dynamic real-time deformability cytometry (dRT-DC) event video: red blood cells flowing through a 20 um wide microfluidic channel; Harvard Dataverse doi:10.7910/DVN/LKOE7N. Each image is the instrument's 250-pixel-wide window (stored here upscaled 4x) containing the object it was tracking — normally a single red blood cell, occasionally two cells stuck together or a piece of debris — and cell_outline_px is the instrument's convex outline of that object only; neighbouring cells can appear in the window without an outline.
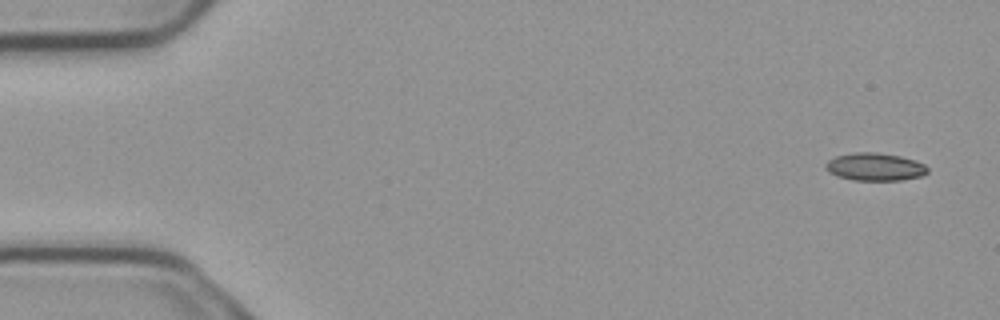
{"species": "common noctule bat (a hibernating species)", "species_latin": "Nyctalus noctula", "temperature_condition": "cold", "stored_images_in_passage": 5, "camera_frame_rate_fps": 3000, "um_per_image_px": 0.085, "animal": {"sex": "male", "body_mass_g": 23.1, "forearm_length_mm": 52.7}, "frame": {"image": 1, "passage_image": 1, "time_ms": 0.0, "image_size_px": [1000, 320], "cell_outline_px": [[928, 172], [920, 176], [900, 180], [852, 180], [836, 176], [828, 172], [824, 168], [824, 164], [828, 160], [836, 156], [856, 152], [876, 152], [900, 156], [916, 160], [924, 164], [928, 168]], "centroid_in_image_um": [74.34, 14.18], "position_along_channel_um": 10.7, "area_um2": 16.59}}
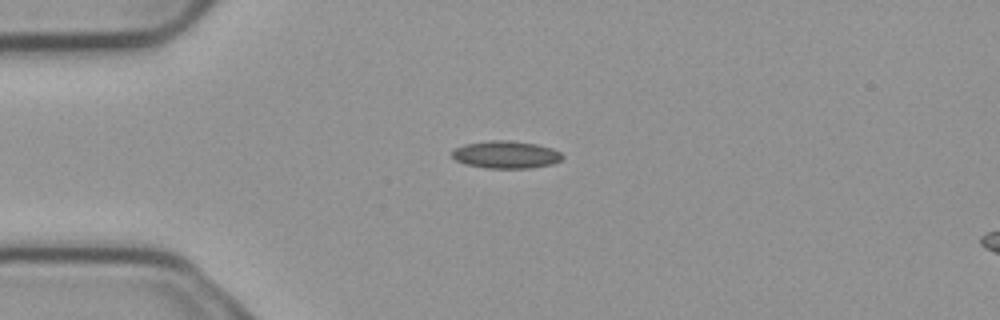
{"frame": {"image": 2, "passage_image": 4, "time_ms": 1.0, "image_size_px": [1000, 320], "cell_outline_px": [[564, 156], [560, 160], [552, 164], [532, 168], [488, 168], [464, 164], [456, 160], [452, 156], [452, 152], [456, 148], [464, 144], [492, 140], [508, 140], [536, 144], [552, 148], [560, 152]], "centroid_in_image_um": [43.01, 13.14], "position_along_channel_um": 42.0, "area_um2": 17.63}}